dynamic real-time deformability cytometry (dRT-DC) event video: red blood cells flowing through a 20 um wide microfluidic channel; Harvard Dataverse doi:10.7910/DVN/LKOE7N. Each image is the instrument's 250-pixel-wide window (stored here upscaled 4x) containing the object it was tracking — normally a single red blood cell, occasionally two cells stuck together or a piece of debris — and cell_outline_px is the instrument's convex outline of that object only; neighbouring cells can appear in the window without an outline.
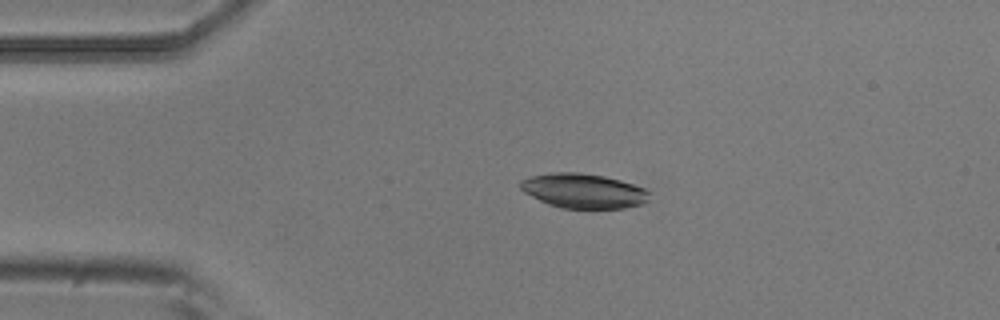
{"species": "common noctule bat (a hibernating species)", "species_latin": "Nyctalus noctula", "temperature_condition": "room temperature", "stored_images_in_passage": 3, "camera_frame_rate_fps": 3000, "um_per_image_px": 0.085, "animal": {"sex": "male", "body_mass_g": 20.5, "forearm_length_mm": 52.5}, "frame": {"image": 1, "passage_image": 1, "time_ms": 0.0, "image_size_px": [1000, 320], "cell_outline_px": [[648, 200], [640, 204], [624, 208], [560, 208], [548, 204], [524, 192], [520, 188], [520, 180], [532, 176], [552, 172], [580, 172], [604, 176], [620, 180], [644, 188], [648, 192]], "centroid_in_image_um": [49.56, 16.22], "position_along_channel_um": 35.4, "area_um2": 25.84}}